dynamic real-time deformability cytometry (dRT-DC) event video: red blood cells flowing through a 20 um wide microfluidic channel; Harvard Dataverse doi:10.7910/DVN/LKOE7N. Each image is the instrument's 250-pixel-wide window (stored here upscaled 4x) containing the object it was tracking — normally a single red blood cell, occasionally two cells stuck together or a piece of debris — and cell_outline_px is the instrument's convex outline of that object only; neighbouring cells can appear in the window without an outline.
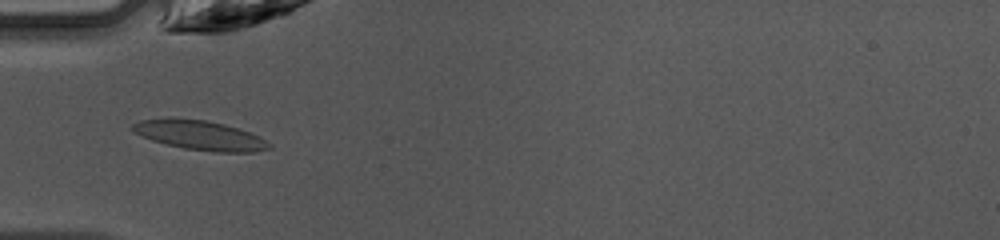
{"species": "common noctule bat (a hibernating species)", "species_latin": "Nyctalus noctula", "temperature_condition": "warm", "stored_images_in_passage": 32, "camera_frame_rate_fps": 3000, "um_per_image_px": 0.085, "animal": {"sex": "female", "body_mass_g": 10.0, "forearm_length_mm": 53.1}, "frame": {"image": 1, "passage_image": 4, "time_ms": 1.0, "image_size_px": [1000, 240], "cell_outline_px": [[272, 148], [252, 152], [216, 152], [184, 148], [152, 140], [132, 132], [132, 124], [140, 120], [168, 116], [204, 120], [224, 124], [260, 136], [272, 144]], "centroid_in_image_um": [16.96, 11.48], "position_along_channel_um": 68.0, "area_um2": 23.64}}
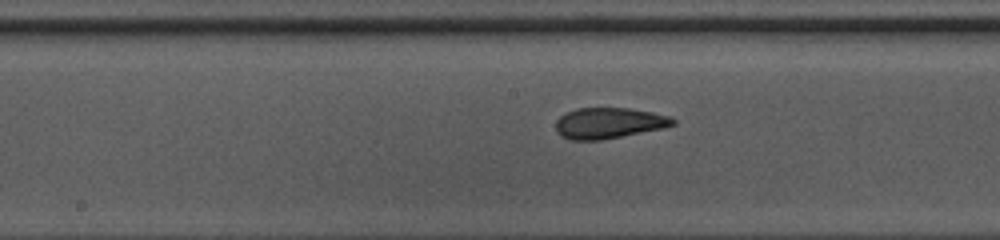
{"frame": {"image": 2, "passage_image": 13, "time_ms": 4.0, "image_size_px": [1000, 240], "cell_outline_px": [[676, 124], [660, 128], [600, 140], [568, 140], [560, 136], [556, 132], [556, 120], [560, 116], [576, 108], [628, 108], [652, 112], [668, 116], [676, 120]], "centroid_in_image_um": [51.69, 10.46], "position_along_channel_um": 196.5, "area_um2": 20.87}}
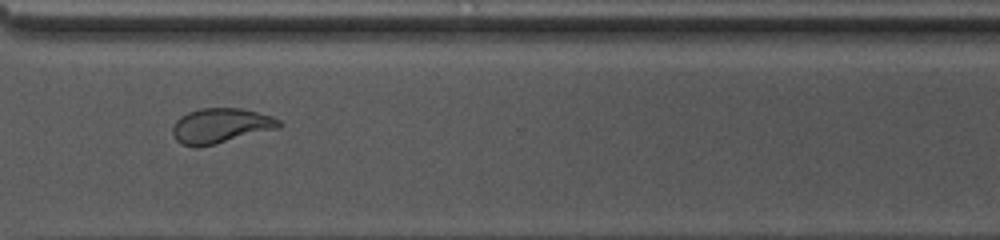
{"frame": {"image": 3, "passage_image": 24, "time_ms": 7.667, "image_size_px": [1000, 240], "cell_outline_px": [[284, 124], [280, 128], [212, 144], [180, 144], [176, 140], [172, 132], [172, 128], [176, 120], [180, 116], [188, 112], [200, 108], [240, 108], [272, 116], [280, 120]], "centroid_in_image_um": [18.79, 10.65], "position_along_channel_um": 351.8, "area_um2": 21.21}, "authors_computed_cell_mechanics": {"area_um2": 20.9814, "velocity_mm_per_s": 4.2513, "shape_relaxation_time_tau1_ms": 8.1069, "shape_relaxation_time_tau2_ms": 1.1086, "deformation_change_tau1": 0.2148, "deformation_change_tau2": 0.0752}}